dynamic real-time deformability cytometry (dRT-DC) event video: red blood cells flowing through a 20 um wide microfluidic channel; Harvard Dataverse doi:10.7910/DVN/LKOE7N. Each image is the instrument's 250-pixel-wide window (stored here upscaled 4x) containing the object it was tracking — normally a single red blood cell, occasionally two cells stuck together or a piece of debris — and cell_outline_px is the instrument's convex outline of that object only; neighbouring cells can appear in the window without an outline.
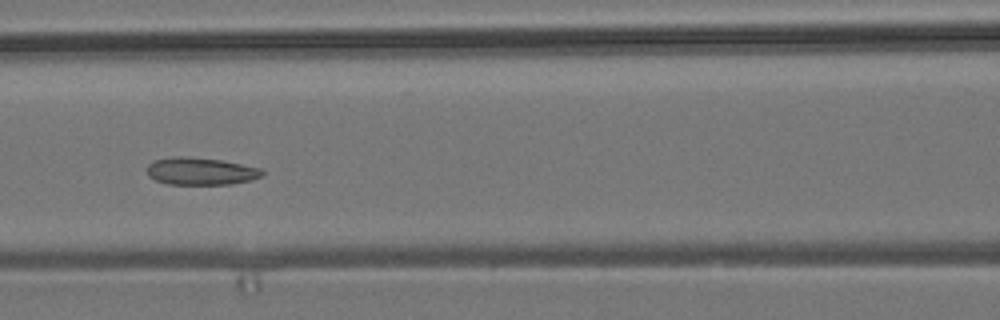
{"species": "common noctule bat (a hibernating species)", "species_latin": "Nyctalus noctula", "temperature_condition": "room temperature", "stored_images_in_passage": 10, "camera_frame_rate_fps": 3000, "um_per_image_px": 0.085, "animal": {"sex": "male", "body_mass_g": 19.2, "forearm_length_mm": 51.8}, "frame": {"image": 1, "passage_image": 7, "time_ms": 7.667, "image_size_px": [1000, 320], "cell_outline_px": [[264, 172], [260, 176], [252, 180], [232, 184], [168, 184], [156, 180], [148, 176], [148, 164], [156, 160], [172, 156], [188, 156], [220, 160], [260, 168]], "centroid_in_image_um": [17.05, 14.55], "position_along_channel_um": 149.6, "area_um2": 18.26}}
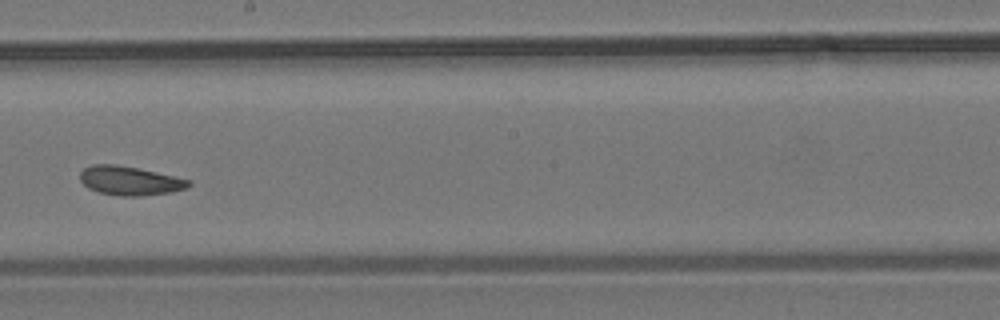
{"frame": {"image": 2, "passage_image": 9, "time_ms": 10.0, "image_size_px": [1000, 320], "cell_outline_px": [[192, 184], [188, 188], [172, 192], [140, 196], [120, 196], [100, 192], [88, 188], [80, 180], [80, 172], [84, 168], [92, 164], [116, 164], [156, 172], [192, 180]], "centroid_in_image_um": [11.06, 15.36], "position_along_channel_um": 237.1, "area_um2": 18.38}}
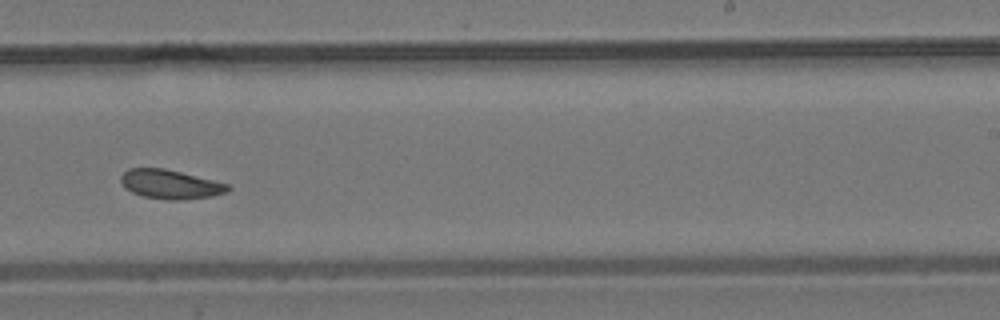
{"frame": {"image": 3, "passage_image": 10, "time_ms": 11.0, "image_size_px": [1000, 320], "cell_outline_px": [[232, 188], [228, 192], [212, 196], [180, 200], [168, 200], [144, 196], [132, 192], [124, 188], [120, 180], [120, 176], [128, 168], [164, 168], [228, 184]], "centroid_in_image_um": [14.46, 15.67], "position_along_channel_um": 274.5, "area_um2": 18.09}}